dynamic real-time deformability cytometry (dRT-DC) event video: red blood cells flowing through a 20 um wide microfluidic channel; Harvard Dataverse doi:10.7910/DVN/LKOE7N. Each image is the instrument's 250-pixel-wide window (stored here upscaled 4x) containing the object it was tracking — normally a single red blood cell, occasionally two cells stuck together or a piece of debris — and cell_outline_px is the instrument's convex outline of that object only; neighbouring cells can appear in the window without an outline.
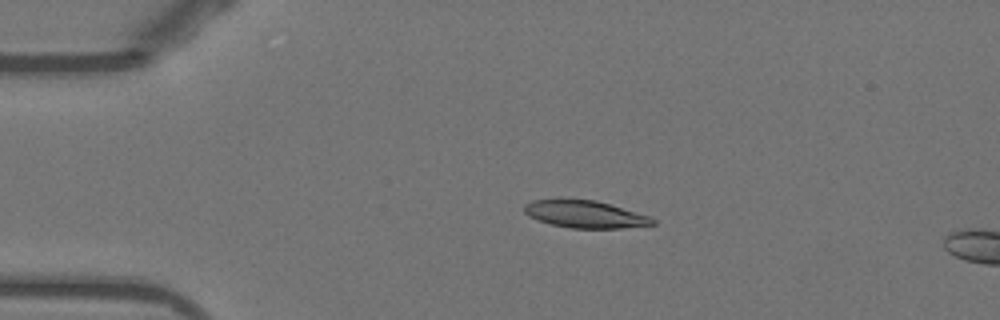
{"species": "Egyptian fruit bat (a non-hibernating species)", "species_latin": "Rousettus aegyptiacus", "temperature_condition": "warm", "stored_images_in_passage": 15, "camera_frame_rate_fps": 3000, "um_per_image_px": 0.085, "animal": {"sex": "female"}, "frame": {"image": 1, "passage_image": 11, "time_ms": 3.333, "image_size_px": [1000, 320], "cell_outline_px": [[656, 224], [620, 228], [572, 228], [552, 224], [528, 216], [524, 212], [524, 204], [532, 200], [560, 196], [596, 200], [652, 216], [656, 220]], "centroid_in_image_um": [49.7, 18.16], "position_along_channel_um": 35.3, "area_um2": 21.15}}